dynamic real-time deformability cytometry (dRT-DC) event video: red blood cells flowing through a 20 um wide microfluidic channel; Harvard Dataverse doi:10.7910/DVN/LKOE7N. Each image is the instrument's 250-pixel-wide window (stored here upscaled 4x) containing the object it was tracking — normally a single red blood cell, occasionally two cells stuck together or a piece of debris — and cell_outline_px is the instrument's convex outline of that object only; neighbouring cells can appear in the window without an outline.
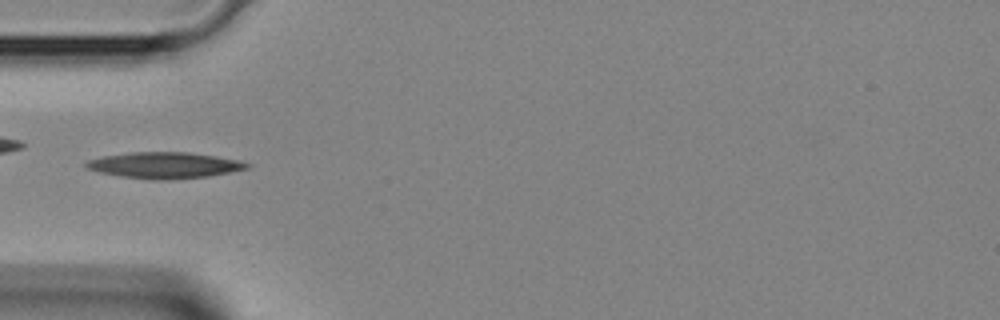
{"species": "Egyptian fruit bat (a non-hibernating species)", "species_latin": "Rousettus aegyptiacus", "temperature_condition": "room temperature", "stored_images_in_passage": 16, "camera_frame_rate_fps": 3000, "um_per_image_px": 0.085, "animal": {"sex": "female"}, "frame": {"image": 1, "passage_image": 3, "time_ms": 0.667, "image_size_px": [1000, 320], "cell_outline_px": [[252, 164], [248, 168], [208, 176], [172, 180], [152, 180], [120, 176], [100, 172], [84, 168], [84, 164], [88, 160], [104, 156], [128, 152], [188, 152], [216, 156], [236, 160]], "centroid_in_image_um": [13.94, 14.05], "position_along_channel_um": 71.1, "area_um2": 24.51}}
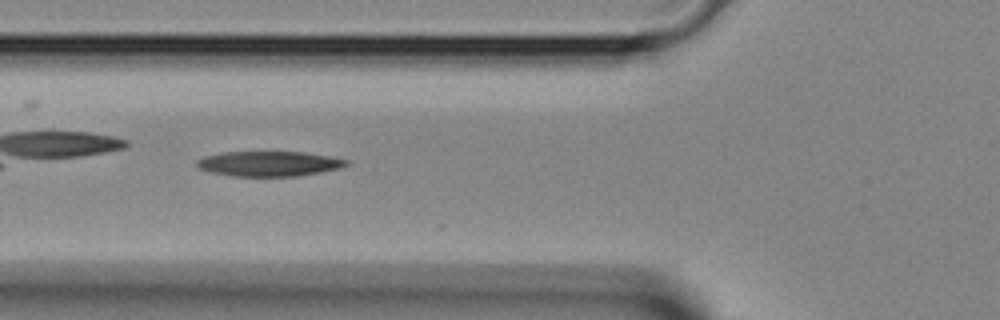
{"frame": {"image": 2, "passage_image": 5, "time_ms": 1.333, "image_size_px": [1000, 320], "cell_outline_px": [[352, 164], [340, 168], [320, 172], [296, 176], [232, 176], [212, 172], [200, 168], [196, 164], [196, 160], [204, 156], [220, 152], [304, 152], [332, 156], [348, 160]], "centroid_in_image_um": [22.91, 13.9], "position_along_channel_um": 102.9, "area_um2": 21.91}}
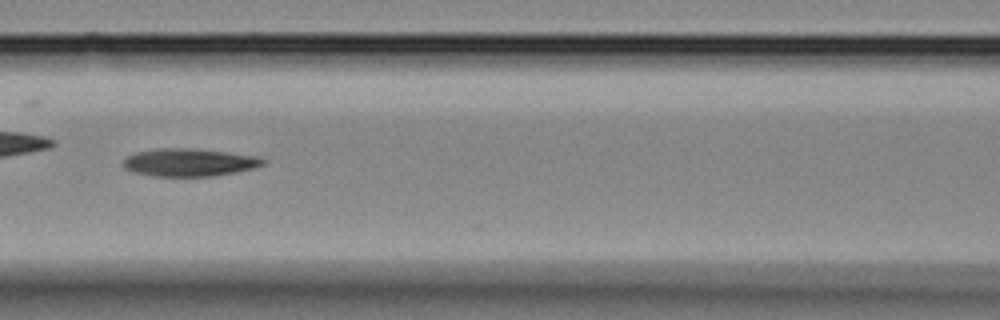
{"frame": {"image": 3, "passage_image": 8, "time_ms": 2.333, "image_size_px": [1000, 320], "cell_outline_px": [[268, 160], [264, 164], [256, 168], [236, 172], [212, 176], [152, 176], [132, 172], [124, 168], [120, 164], [128, 156], [136, 152], [160, 148], [192, 148], [260, 156]], "centroid_in_image_um": [16.11, 13.8], "position_along_channel_um": 150.5, "area_um2": 22.89}}